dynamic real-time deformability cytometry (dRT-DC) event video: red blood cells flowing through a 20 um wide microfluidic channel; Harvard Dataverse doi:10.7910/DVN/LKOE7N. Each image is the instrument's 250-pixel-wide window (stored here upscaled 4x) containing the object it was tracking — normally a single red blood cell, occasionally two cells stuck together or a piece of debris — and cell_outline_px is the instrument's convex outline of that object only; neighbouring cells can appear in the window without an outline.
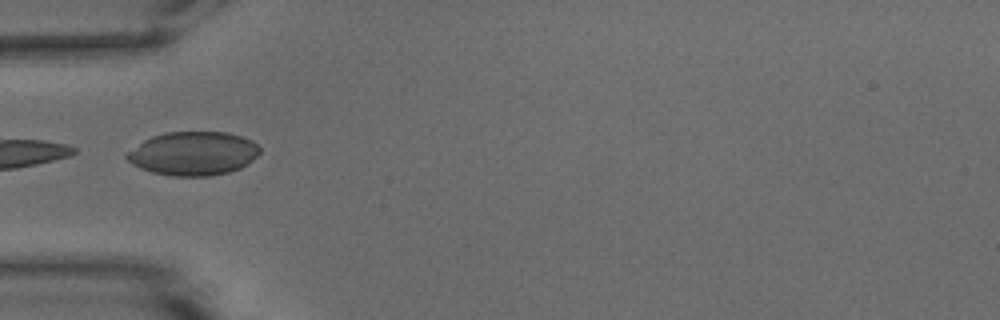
{"species": "common noctule bat (a hibernating species)", "species_latin": "Nyctalus noctula", "temperature_condition": "warm", "stored_images_in_passage": 30, "camera_frame_rate_fps": 3000, "um_per_image_px": 0.085, "animal": {"sex": "male", "body_mass_g": 15.6}, "frame": {"image": 1, "passage_image": 1, "time_ms": 0.0, "image_size_px": [1000, 320], "cell_outline_px": [[260, 152], [248, 164], [240, 168], [228, 172], [208, 176], [172, 176], [152, 172], [140, 168], [132, 164], [124, 156], [128, 152], [144, 140], [152, 136], [164, 132], [228, 132], [252, 140], [260, 148]], "centroid_in_image_um": [16.43, 13.04], "position_along_channel_um": 68.6, "area_um2": 33.81}}
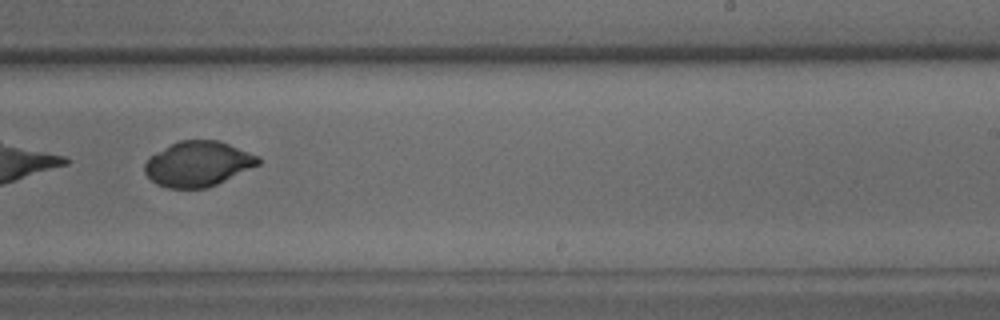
{"frame": {"image": 2, "passage_image": 17, "time_ms": 5.333, "image_size_px": [1000, 320], "cell_outline_px": [[260, 164], [208, 188], [168, 188], [156, 184], [144, 172], [144, 164], [156, 152], [180, 140], [220, 140], [260, 156]], "centroid_in_image_um": [16.85, 13.93], "position_along_channel_um": 272.1, "area_um2": 29.77}}